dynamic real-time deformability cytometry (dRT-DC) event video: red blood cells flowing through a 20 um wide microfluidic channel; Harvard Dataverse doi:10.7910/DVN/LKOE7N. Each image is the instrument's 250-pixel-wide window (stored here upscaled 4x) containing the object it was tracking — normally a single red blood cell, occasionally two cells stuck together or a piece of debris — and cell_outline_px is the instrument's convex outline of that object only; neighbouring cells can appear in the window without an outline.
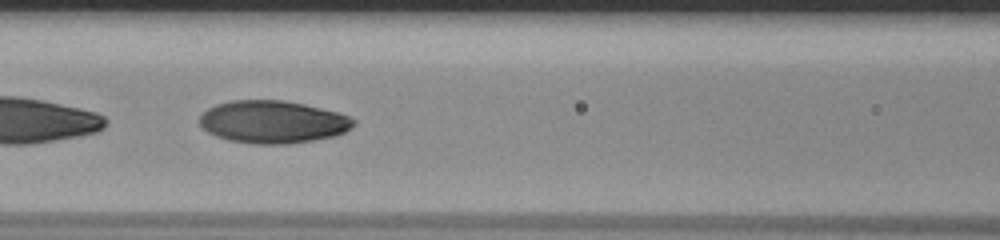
{"species": "human", "species_latin": "Homo sapiens", "temperature_condition": "room temperature", "stored_images_in_passage": 39, "camera_frame_rate_fps": 3000, "um_per_image_px": 0.085, "donor": {"sex": "male"}, "frame": {"image": 1, "passage_image": 10, "time_ms": 3.0, "image_size_px": [1000, 240], "cell_outline_px": [[356, 124], [352, 128], [336, 136], [288, 144], [252, 144], [228, 140], [216, 136], [208, 132], [200, 124], [200, 116], [208, 108], [216, 104], [232, 100], [284, 100], [304, 104], [336, 112], [348, 116], [356, 120]], "centroid_in_image_um": [23.2, 10.36], "position_along_channel_um": 143.4, "area_um2": 38.26}}
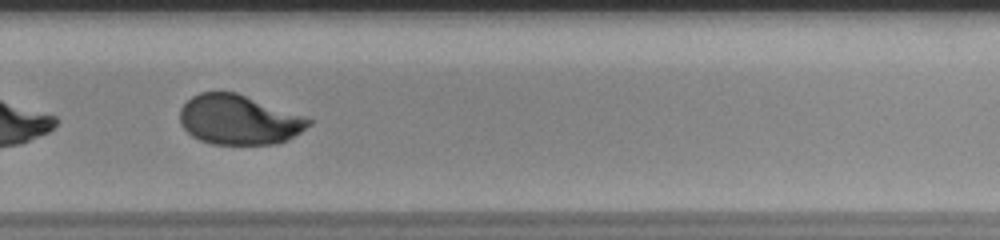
{"frame": {"image": 2, "passage_image": 23, "time_ms": 7.333, "image_size_px": [1000, 240], "cell_outline_px": [[312, 124], [288, 140], [276, 144], [212, 144], [200, 140], [192, 136], [180, 124], [180, 108], [192, 96], [200, 92], [236, 92], [304, 116], [312, 120]], "centroid_in_image_um": [20.3, 10.18], "position_along_channel_um": 309.5, "area_um2": 37.22}}
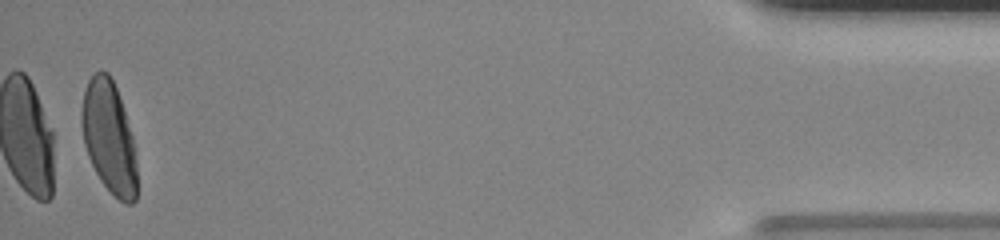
{"frame": {"image": 3, "passage_image": 38, "time_ms": 12.333, "image_size_px": [1000, 240], "cell_outline_px": [[136, 200], [132, 204], [124, 204], [100, 180], [88, 156], [84, 144], [80, 124], [80, 112], [84, 88], [88, 80], [100, 68], [108, 72], [116, 88], [132, 136], [136, 160]], "centroid_in_image_um": [9.23, 11.64], "position_along_channel_um": 426.0, "area_um2": 36.07}, "authors_computed_cell_mechanics": {"area_um2": 38.437, "velocity_mm_per_s": 3.8484, "shape_relaxation_time_tau1_ms": 5.0153, "shape_relaxation_time_tau2_ms": 1.3499, "deformation_change_tau1": 0.2039, "deformation_change_tau2": 0.0325}}